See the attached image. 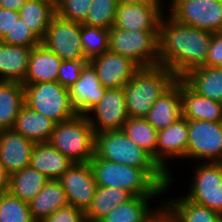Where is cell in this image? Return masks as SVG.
<instances>
[{
    "instance_id": "obj_1",
    "label": "cell",
    "mask_w": 222,
    "mask_h": 222,
    "mask_svg": "<svg viewBox=\"0 0 222 222\" xmlns=\"http://www.w3.org/2000/svg\"><path fill=\"white\" fill-rule=\"evenodd\" d=\"M162 17L158 33L159 65L177 78L189 70L205 66L212 32L181 24L170 15Z\"/></svg>"
},
{
    "instance_id": "obj_2",
    "label": "cell",
    "mask_w": 222,
    "mask_h": 222,
    "mask_svg": "<svg viewBox=\"0 0 222 222\" xmlns=\"http://www.w3.org/2000/svg\"><path fill=\"white\" fill-rule=\"evenodd\" d=\"M94 154L101 159L144 169L167 191L172 180L153 157L129 139L122 130L95 133Z\"/></svg>"
},
{
    "instance_id": "obj_3",
    "label": "cell",
    "mask_w": 222,
    "mask_h": 222,
    "mask_svg": "<svg viewBox=\"0 0 222 222\" xmlns=\"http://www.w3.org/2000/svg\"><path fill=\"white\" fill-rule=\"evenodd\" d=\"M169 69L157 65L141 67L123 86L129 117L144 118L154 102L176 81Z\"/></svg>"
},
{
    "instance_id": "obj_4",
    "label": "cell",
    "mask_w": 222,
    "mask_h": 222,
    "mask_svg": "<svg viewBox=\"0 0 222 222\" xmlns=\"http://www.w3.org/2000/svg\"><path fill=\"white\" fill-rule=\"evenodd\" d=\"M97 186L121 188L133 196L157 197L164 192L144 169L111 162L95 154L89 161Z\"/></svg>"
},
{
    "instance_id": "obj_5",
    "label": "cell",
    "mask_w": 222,
    "mask_h": 222,
    "mask_svg": "<svg viewBox=\"0 0 222 222\" xmlns=\"http://www.w3.org/2000/svg\"><path fill=\"white\" fill-rule=\"evenodd\" d=\"M49 143L74 163L94 157L95 132L86 115L55 124Z\"/></svg>"
},
{
    "instance_id": "obj_6",
    "label": "cell",
    "mask_w": 222,
    "mask_h": 222,
    "mask_svg": "<svg viewBox=\"0 0 222 222\" xmlns=\"http://www.w3.org/2000/svg\"><path fill=\"white\" fill-rule=\"evenodd\" d=\"M24 86L25 104L54 121H68L77 115L70 101L69 89L59 82H41Z\"/></svg>"
},
{
    "instance_id": "obj_7",
    "label": "cell",
    "mask_w": 222,
    "mask_h": 222,
    "mask_svg": "<svg viewBox=\"0 0 222 222\" xmlns=\"http://www.w3.org/2000/svg\"><path fill=\"white\" fill-rule=\"evenodd\" d=\"M159 31L109 29V51L131 58L140 67L159 65Z\"/></svg>"
},
{
    "instance_id": "obj_8",
    "label": "cell",
    "mask_w": 222,
    "mask_h": 222,
    "mask_svg": "<svg viewBox=\"0 0 222 222\" xmlns=\"http://www.w3.org/2000/svg\"><path fill=\"white\" fill-rule=\"evenodd\" d=\"M169 7V15L181 24L222 32V0H171Z\"/></svg>"
},
{
    "instance_id": "obj_9",
    "label": "cell",
    "mask_w": 222,
    "mask_h": 222,
    "mask_svg": "<svg viewBox=\"0 0 222 222\" xmlns=\"http://www.w3.org/2000/svg\"><path fill=\"white\" fill-rule=\"evenodd\" d=\"M41 44L61 60H86L80 35V23L57 14L51 19Z\"/></svg>"
},
{
    "instance_id": "obj_10",
    "label": "cell",
    "mask_w": 222,
    "mask_h": 222,
    "mask_svg": "<svg viewBox=\"0 0 222 222\" xmlns=\"http://www.w3.org/2000/svg\"><path fill=\"white\" fill-rule=\"evenodd\" d=\"M185 158L222 162V121L188 120Z\"/></svg>"
},
{
    "instance_id": "obj_11",
    "label": "cell",
    "mask_w": 222,
    "mask_h": 222,
    "mask_svg": "<svg viewBox=\"0 0 222 222\" xmlns=\"http://www.w3.org/2000/svg\"><path fill=\"white\" fill-rule=\"evenodd\" d=\"M186 198L222 214V162L197 166Z\"/></svg>"
},
{
    "instance_id": "obj_12",
    "label": "cell",
    "mask_w": 222,
    "mask_h": 222,
    "mask_svg": "<svg viewBox=\"0 0 222 222\" xmlns=\"http://www.w3.org/2000/svg\"><path fill=\"white\" fill-rule=\"evenodd\" d=\"M86 117L95 133L121 130L129 118L123 87L106 89L104 96L88 111Z\"/></svg>"
},
{
    "instance_id": "obj_13",
    "label": "cell",
    "mask_w": 222,
    "mask_h": 222,
    "mask_svg": "<svg viewBox=\"0 0 222 222\" xmlns=\"http://www.w3.org/2000/svg\"><path fill=\"white\" fill-rule=\"evenodd\" d=\"M58 180L65 190L68 205L86 212L97 189L89 162L73 163Z\"/></svg>"
},
{
    "instance_id": "obj_14",
    "label": "cell",
    "mask_w": 222,
    "mask_h": 222,
    "mask_svg": "<svg viewBox=\"0 0 222 222\" xmlns=\"http://www.w3.org/2000/svg\"><path fill=\"white\" fill-rule=\"evenodd\" d=\"M89 63L106 89L122 88L141 68L131 58L109 50L91 59Z\"/></svg>"
},
{
    "instance_id": "obj_15",
    "label": "cell",
    "mask_w": 222,
    "mask_h": 222,
    "mask_svg": "<svg viewBox=\"0 0 222 222\" xmlns=\"http://www.w3.org/2000/svg\"><path fill=\"white\" fill-rule=\"evenodd\" d=\"M162 4H118L113 27L126 31H159Z\"/></svg>"
},
{
    "instance_id": "obj_16",
    "label": "cell",
    "mask_w": 222,
    "mask_h": 222,
    "mask_svg": "<svg viewBox=\"0 0 222 222\" xmlns=\"http://www.w3.org/2000/svg\"><path fill=\"white\" fill-rule=\"evenodd\" d=\"M188 143V120L180 117L167 128L158 131L156 146V163L172 178L166 166V160L185 158ZM166 159V160H165Z\"/></svg>"
},
{
    "instance_id": "obj_17",
    "label": "cell",
    "mask_w": 222,
    "mask_h": 222,
    "mask_svg": "<svg viewBox=\"0 0 222 222\" xmlns=\"http://www.w3.org/2000/svg\"><path fill=\"white\" fill-rule=\"evenodd\" d=\"M105 91L95 69L88 62L79 79L69 88L71 105L77 115H86L104 96Z\"/></svg>"
},
{
    "instance_id": "obj_18",
    "label": "cell",
    "mask_w": 222,
    "mask_h": 222,
    "mask_svg": "<svg viewBox=\"0 0 222 222\" xmlns=\"http://www.w3.org/2000/svg\"><path fill=\"white\" fill-rule=\"evenodd\" d=\"M35 143L13 129L0 130V160L11 175L30 165Z\"/></svg>"
},
{
    "instance_id": "obj_19",
    "label": "cell",
    "mask_w": 222,
    "mask_h": 222,
    "mask_svg": "<svg viewBox=\"0 0 222 222\" xmlns=\"http://www.w3.org/2000/svg\"><path fill=\"white\" fill-rule=\"evenodd\" d=\"M182 117L187 120L222 121V103L200 96L180 78Z\"/></svg>"
},
{
    "instance_id": "obj_20",
    "label": "cell",
    "mask_w": 222,
    "mask_h": 222,
    "mask_svg": "<svg viewBox=\"0 0 222 222\" xmlns=\"http://www.w3.org/2000/svg\"><path fill=\"white\" fill-rule=\"evenodd\" d=\"M182 117L180 78L154 102L144 117L156 130L167 128Z\"/></svg>"
},
{
    "instance_id": "obj_21",
    "label": "cell",
    "mask_w": 222,
    "mask_h": 222,
    "mask_svg": "<svg viewBox=\"0 0 222 222\" xmlns=\"http://www.w3.org/2000/svg\"><path fill=\"white\" fill-rule=\"evenodd\" d=\"M62 60L41 43L32 48L23 85L57 82Z\"/></svg>"
},
{
    "instance_id": "obj_22",
    "label": "cell",
    "mask_w": 222,
    "mask_h": 222,
    "mask_svg": "<svg viewBox=\"0 0 222 222\" xmlns=\"http://www.w3.org/2000/svg\"><path fill=\"white\" fill-rule=\"evenodd\" d=\"M73 163L49 142L36 143L30 159L32 168L54 180H58Z\"/></svg>"
},
{
    "instance_id": "obj_23",
    "label": "cell",
    "mask_w": 222,
    "mask_h": 222,
    "mask_svg": "<svg viewBox=\"0 0 222 222\" xmlns=\"http://www.w3.org/2000/svg\"><path fill=\"white\" fill-rule=\"evenodd\" d=\"M55 124L54 121L42 113L33 111L24 104L12 129L35 144L47 143L51 138Z\"/></svg>"
},
{
    "instance_id": "obj_24",
    "label": "cell",
    "mask_w": 222,
    "mask_h": 222,
    "mask_svg": "<svg viewBox=\"0 0 222 222\" xmlns=\"http://www.w3.org/2000/svg\"><path fill=\"white\" fill-rule=\"evenodd\" d=\"M181 79L200 96L222 103V67L199 66Z\"/></svg>"
},
{
    "instance_id": "obj_25",
    "label": "cell",
    "mask_w": 222,
    "mask_h": 222,
    "mask_svg": "<svg viewBox=\"0 0 222 222\" xmlns=\"http://www.w3.org/2000/svg\"><path fill=\"white\" fill-rule=\"evenodd\" d=\"M32 48L0 41V81L23 83Z\"/></svg>"
},
{
    "instance_id": "obj_26",
    "label": "cell",
    "mask_w": 222,
    "mask_h": 222,
    "mask_svg": "<svg viewBox=\"0 0 222 222\" xmlns=\"http://www.w3.org/2000/svg\"><path fill=\"white\" fill-rule=\"evenodd\" d=\"M28 204L33 220L42 222L57 209L67 206L68 202L60 181L49 179L43 189Z\"/></svg>"
},
{
    "instance_id": "obj_27",
    "label": "cell",
    "mask_w": 222,
    "mask_h": 222,
    "mask_svg": "<svg viewBox=\"0 0 222 222\" xmlns=\"http://www.w3.org/2000/svg\"><path fill=\"white\" fill-rule=\"evenodd\" d=\"M19 18L42 40L51 19L56 14L52 0H27L18 11Z\"/></svg>"
},
{
    "instance_id": "obj_28",
    "label": "cell",
    "mask_w": 222,
    "mask_h": 222,
    "mask_svg": "<svg viewBox=\"0 0 222 222\" xmlns=\"http://www.w3.org/2000/svg\"><path fill=\"white\" fill-rule=\"evenodd\" d=\"M24 104V86L22 83L0 81V130L13 128Z\"/></svg>"
},
{
    "instance_id": "obj_29",
    "label": "cell",
    "mask_w": 222,
    "mask_h": 222,
    "mask_svg": "<svg viewBox=\"0 0 222 222\" xmlns=\"http://www.w3.org/2000/svg\"><path fill=\"white\" fill-rule=\"evenodd\" d=\"M48 181L49 178L29 165L9 176L7 191L29 203Z\"/></svg>"
},
{
    "instance_id": "obj_30",
    "label": "cell",
    "mask_w": 222,
    "mask_h": 222,
    "mask_svg": "<svg viewBox=\"0 0 222 222\" xmlns=\"http://www.w3.org/2000/svg\"><path fill=\"white\" fill-rule=\"evenodd\" d=\"M182 198L177 200L171 199L163 203V206L177 222H222V214L196 204L185 196Z\"/></svg>"
},
{
    "instance_id": "obj_31",
    "label": "cell",
    "mask_w": 222,
    "mask_h": 222,
    "mask_svg": "<svg viewBox=\"0 0 222 222\" xmlns=\"http://www.w3.org/2000/svg\"><path fill=\"white\" fill-rule=\"evenodd\" d=\"M133 195L121 188L97 186L91 206L85 212V218L100 221L118 205L127 202Z\"/></svg>"
},
{
    "instance_id": "obj_32",
    "label": "cell",
    "mask_w": 222,
    "mask_h": 222,
    "mask_svg": "<svg viewBox=\"0 0 222 222\" xmlns=\"http://www.w3.org/2000/svg\"><path fill=\"white\" fill-rule=\"evenodd\" d=\"M149 198L133 196L114 208L100 222H148L159 210L149 209Z\"/></svg>"
},
{
    "instance_id": "obj_33",
    "label": "cell",
    "mask_w": 222,
    "mask_h": 222,
    "mask_svg": "<svg viewBox=\"0 0 222 222\" xmlns=\"http://www.w3.org/2000/svg\"><path fill=\"white\" fill-rule=\"evenodd\" d=\"M121 130L135 144L149 153L156 162L158 130L145 118L129 117Z\"/></svg>"
},
{
    "instance_id": "obj_34",
    "label": "cell",
    "mask_w": 222,
    "mask_h": 222,
    "mask_svg": "<svg viewBox=\"0 0 222 222\" xmlns=\"http://www.w3.org/2000/svg\"><path fill=\"white\" fill-rule=\"evenodd\" d=\"M80 35L84 56L88 62L109 50V30L80 24Z\"/></svg>"
},
{
    "instance_id": "obj_35",
    "label": "cell",
    "mask_w": 222,
    "mask_h": 222,
    "mask_svg": "<svg viewBox=\"0 0 222 222\" xmlns=\"http://www.w3.org/2000/svg\"><path fill=\"white\" fill-rule=\"evenodd\" d=\"M0 222H35L29 204L8 191L0 193Z\"/></svg>"
},
{
    "instance_id": "obj_36",
    "label": "cell",
    "mask_w": 222,
    "mask_h": 222,
    "mask_svg": "<svg viewBox=\"0 0 222 222\" xmlns=\"http://www.w3.org/2000/svg\"><path fill=\"white\" fill-rule=\"evenodd\" d=\"M117 6V0H92L82 24L109 30L113 26Z\"/></svg>"
},
{
    "instance_id": "obj_37",
    "label": "cell",
    "mask_w": 222,
    "mask_h": 222,
    "mask_svg": "<svg viewBox=\"0 0 222 222\" xmlns=\"http://www.w3.org/2000/svg\"><path fill=\"white\" fill-rule=\"evenodd\" d=\"M92 0H57L56 14L64 19L82 24L90 9Z\"/></svg>"
},
{
    "instance_id": "obj_38",
    "label": "cell",
    "mask_w": 222,
    "mask_h": 222,
    "mask_svg": "<svg viewBox=\"0 0 222 222\" xmlns=\"http://www.w3.org/2000/svg\"><path fill=\"white\" fill-rule=\"evenodd\" d=\"M4 43L34 48L41 43V40L18 18L6 36L1 40Z\"/></svg>"
},
{
    "instance_id": "obj_39",
    "label": "cell",
    "mask_w": 222,
    "mask_h": 222,
    "mask_svg": "<svg viewBox=\"0 0 222 222\" xmlns=\"http://www.w3.org/2000/svg\"><path fill=\"white\" fill-rule=\"evenodd\" d=\"M87 63V60H62L57 82L69 89L79 79L80 73Z\"/></svg>"
},
{
    "instance_id": "obj_40",
    "label": "cell",
    "mask_w": 222,
    "mask_h": 222,
    "mask_svg": "<svg viewBox=\"0 0 222 222\" xmlns=\"http://www.w3.org/2000/svg\"><path fill=\"white\" fill-rule=\"evenodd\" d=\"M85 212L71 205L57 209L42 222H83Z\"/></svg>"
},
{
    "instance_id": "obj_41",
    "label": "cell",
    "mask_w": 222,
    "mask_h": 222,
    "mask_svg": "<svg viewBox=\"0 0 222 222\" xmlns=\"http://www.w3.org/2000/svg\"><path fill=\"white\" fill-rule=\"evenodd\" d=\"M205 66L222 67V32L212 34Z\"/></svg>"
},
{
    "instance_id": "obj_42",
    "label": "cell",
    "mask_w": 222,
    "mask_h": 222,
    "mask_svg": "<svg viewBox=\"0 0 222 222\" xmlns=\"http://www.w3.org/2000/svg\"><path fill=\"white\" fill-rule=\"evenodd\" d=\"M18 18V11L0 8V41L11 31Z\"/></svg>"
},
{
    "instance_id": "obj_43",
    "label": "cell",
    "mask_w": 222,
    "mask_h": 222,
    "mask_svg": "<svg viewBox=\"0 0 222 222\" xmlns=\"http://www.w3.org/2000/svg\"><path fill=\"white\" fill-rule=\"evenodd\" d=\"M148 222H177V220L162 206Z\"/></svg>"
},
{
    "instance_id": "obj_44",
    "label": "cell",
    "mask_w": 222,
    "mask_h": 222,
    "mask_svg": "<svg viewBox=\"0 0 222 222\" xmlns=\"http://www.w3.org/2000/svg\"><path fill=\"white\" fill-rule=\"evenodd\" d=\"M27 0H0V8L19 11Z\"/></svg>"
},
{
    "instance_id": "obj_45",
    "label": "cell",
    "mask_w": 222,
    "mask_h": 222,
    "mask_svg": "<svg viewBox=\"0 0 222 222\" xmlns=\"http://www.w3.org/2000/svg\"><path fill=\"white\" fill-rule=\"evenodd\" d=\"M9 176L10 175L6 172L4 165L0 160V193L7 191Z\"/></svg>"
},
{
    "instance_id": "obj_46",
    "label": "cell",
    "mask_w": 222,
    "mask_h": 222,
    "mask_svg": "<svg viewBox=\"0 0 222 222\" xmlns=\"http://www.w3.org/2000/svg\"><path fill=\"white\" fill-rule=\"evenodd\" d=\"M118 4H163L161 0H117Z\"/></svg>"
},
{
    "instance_id": "obj_47",
    "label": "cell",
    "mask_w": 222,
    "mask_h": 222,
    "mask_svg": "<svg viewBox=\"0 0 222 222\" xmlns=\"http://www.w3.org/2000/svg\"><path fill=\"white\" fill-rule=\"evenodd\" d=\"M83 222H100V221H92V220L85 219Z\"/></svg>"
}]
</instances>
